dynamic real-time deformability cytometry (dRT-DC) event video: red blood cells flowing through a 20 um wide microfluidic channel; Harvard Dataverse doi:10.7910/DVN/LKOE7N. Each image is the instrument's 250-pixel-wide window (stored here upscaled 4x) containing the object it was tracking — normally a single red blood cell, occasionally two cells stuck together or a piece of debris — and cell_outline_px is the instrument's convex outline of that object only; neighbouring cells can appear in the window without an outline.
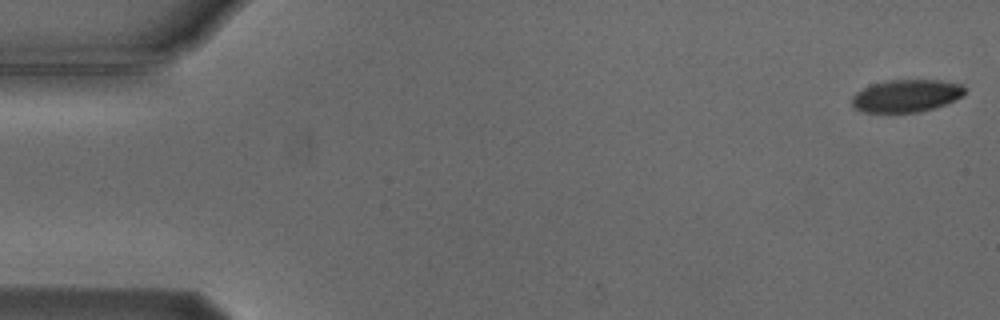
{"species": "Egyptian fruit bat (a non-hibernating species)", "species_latin": "Rousettus aegyptiacus", "temperature_condition": "cold", "stored_images_in_passage": 6, "camera_frame_rate_fps": 3000, "um_per_image_px": 0.085, "animal": {"sex": "male"}, "frame": {"image": 1, "passage_image": 1, "time_ms": 0.0, "image_size_px": [1000, 320], "cell_outline_px": [[964, 96], [944, 104], [932, 108], [916, 112], [864, 112], [856, 108], [852, 104], [852, 96], [856, 92], [872, 84], [888, 80], [940, 80], [960, 84], [964, 88]], "centroid_in_image_um": [77.03, 8.13], "position_along_channel_um": 8.0, "area_um2": 21.1}}